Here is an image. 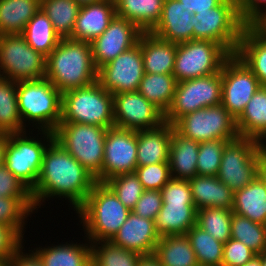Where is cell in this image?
<instances>
[{
    "mask_svg": "<svg viewBox=\"0 0 266 266\" xmlns=\"http://www.w3.org/2000/svg\"><path fill=\"white\" fill-rule=\"evenodd\" d=\"M96 183V178L53 140L44 152L38 181L31 190L36 213L53 198H64L71 205L69 210L72 207L75 212Z\"/></svg>",
    "mask_w": 266,
    "mask_h": 266,
    "instance_id": "obj_1",
    "label": "cell"
},
{
    "mask_svg": "<svg viewBox=\"0 0 266 266\" xmlns=\"http://www.w3.org/2000/svg\"><path fill=\"white\" fill-rule=\"evenodd\" d=\"M61 93L83 88L97 81L98 69L89 42L61 39L46 57V75Z\"/></svg>",
    "mask_w": 266,
    "mask_h": 266,
    "instance_id": "obj_2",
    "label": "cell"
},
{
    "mask_svg": "<svg viewBox=\"0 0 266 266\" xmlns=\"http://www.w3.org/2000/svg\"><path fill=\"white\" fill-rule=\"evenodd\" d=\"M131 211L105 184L97 182L87 199L75 211L79 225L91 243L110 241Z\"/></svg>",
    "mask_w": 266,
    "mask_h": 266,
    "instance_id": "obj_3",
    "label": "cell"
},
{
    "mask_svg": "<svg viewBox=\"0 0 266 266\" xmlns=\"http://www.w3.org/2000/svg\"><path fill=\"white\" fill-rule=\"evenodd\" d=\"M17 100L22 123L27 129L56 130L62 115V93L48 79L18 81Z\"/></svg>",
    "mask_w": 266,
    "mask_h": 266,
    "instance_id": "obj_4",
    "label": "cell"
},
{
    "mask_svg": "<svg viewBox=\"0 0 266 266\" xmlns=\"http://www.w3.org/2000/svg\"><path fill=\"white\" fill-rule=\"evenodd\" d=\"M60 122L115 127L113 95L98 81L83 88L62 93V115Z\"/></svg>",
    "mask_w": 266,
    "mask_h": 266,
    "instance_id": "obj_5",
    "label": "cell"
},
{
    "mask_svg": "<svg viewBox=\"0 0 266 266\" xmlns=\"http://www.w3.org/2000/svg\"><path fill=\"white\" fill-rule=\"evenodd\" d=\"M37 132L36 134L33 130H29L8 134L4 158L7 169L30 190L38 181L44 152L54 140V132L45 130Z\"/></svg>",
    "mask_w": 266,
    "mask_h": 266,
    "instance_id": "obj_6",
    "label": "cell"
},
{
    "mask_svg": "<svg viewBox=\"0 0 266 266\" xmlns=\"http://www.w3.org/2000/svg\"><path fill=\"white\" fill-rule=\"evenodd\" d=\"M107 130L96 125L60 122L54 131V140L102 183Z\"/></svg>",
    "mask_w": 266,
    "mask_h": 266,
    "instance_id": "obj_7",
    "label": "cell"
},
{
    "mask_svg": "<svg viewBox=\"0 0 266 266\" xmlns=\"http://www.w3.org/2000/svg\"><path fill=\"white\" fill-rule=\"evenodd\" d=\"M163 204L154 223L160 237L185 235L196 225L197 209L188 180L171 178L161 189Z\"/></svg>",
    "mask_w": 266,
    "mask_h": 266,
    "instance_id": "obj_8",
    "label": "cell"
},
{
    "mask_svg": "<svg viewBox=\"0 0 266 266\" xmlns=\"http://www.w3.org/2000/svg\"><path fill=\"white\" fill-rule=\"evenodd\" d=\"M193 40H209L235 54L245 24L239 14V0H223L218 6L196 13Z\"/></svg>",
    "mask_w": 266,
    "mask_h": 266,
    "instance_id": "obj_9",
    "label": "cell"
},
{
    "mask_svg": "<svg viewBox=\"0 0 266 266\" xmlns=\"http://www.w3.org/2000/svg\"><path fill=\"white\" fill-rule=\"evenodd\" d=\"M231 54L220 44L209 40H190L177 44L173 75L177 82L195 79L221 71Z\"/></svg>",
    "mask_w": 266,
    "mask_h": 266,
    "instance_id": "obj_10",
    "label": "cell"
},
{
    "mask_svg": "<svg viewBox=\"0 0 266 266\" xmlns=\"http://www.w3.org/2000/svg\"><path fill=\"white\" fill-rule=\"evenodd\" d=\"M260 143L256 139L238 137L224 148L218 179L233 192L244 188L257 177Z\"/></svg>",
    "mask_w": 266,
    "mask_h": 266,
    "instance_id": "obj_11",
    "label": "cell"
},
{
    "mask_svg": "<svg viewBox=\"0 0 266 266\" xmlns=\"http://www.w3.org/2000/svg\"><path fill=\"white\" fill-rule=\"evenodd\" d=\"M221 71L195 79L177 82L173 102L164 115V122L174 125L194 111L221 104Z\"/></svg>",
    "mask_w": 266,
    "mask_h": 266,
    "instance_id": "obj_12",
    "label": "cell"
},
{
    "mask_svg": "<svg viewBox=\"0 0 266 266\" xmlns=\"http://www.w3.org/2000/svg\"><path fill=\"white\" fill-rule=\"evenodd\" d=\"M173 126L180 135L197 142L239 137L236 119L222 104L186 114Z\"/></svg>",
    "mask_w": 266,
    "mask_h": 266,
    "instance_id": "obj_13",
    "label": "cell"
},
{
    "mask_svg": "<svg viewBox=\"0 0 266 266\" xmlns=\"http://www.w3.org/2000/svg\"><path fill=\"white\" fill-rule=\"evenodd\" d=\"M46 57L21 34L0 36V77L15 82L45 78Z\"/></svg>",
    "mask_w": 266,
    "mask_h": 266,
    "instance_id": "obj_14",
    "label": "cell"
},
{
    "mask_svg": "<svg viewBox=\"0 0 266 266\" xmlns=\"http://www.w3.org/2000/svg\"><path fill=\"white\" fill-rule=\"evenodd\" d=\"M221 78V104L237 119L262 85L236 54L225 61Z\"/></svg>",
    "mask_w": 266,
    "mask_h": 266,
    "instance_id": "obj_15",
    "label": "cell"
},
{
    "mask_svg": "<svg viewBox=\"0 0 266 266\" xmlns=\"http://www.w3.org/2000/svg\"><path fill=\"white\" fill-rule=\"evenodd\" d=\"M144 74L142 51L137 44L100 67L97 81L115 95L137 91Z\"/></svg>",
    "mask_w": 266,
    "mask_h": 266,
    "instance_id": "obj_16",
    "label": "cell"
},
{
    "mask_svg": "<svg viewBox=\"0 0 266 266\" xmlns=\"http://www.w3.org/2000/svg\"><path fill=\"white\" fill-rule=\"evenodd\" d=\"M113 110L117 128L139 131L164 123V114L138 91L113 95Z\"/></svg>",
    "mask_w": 266,
    "mask_h": 266,
    "instance_id": "obj_17",
    "label": "cell"
},
{
    "mask_svg": "<svg viewBox=\"0 0 266 266\" xmlns=\"http://www.w3.org/2000/svg\"><path fill=\"white\" fill-rule=\"evenodd\" d=\"M137 167V131L108 128L104 141L102 183L119 174L133 173Z\"/></svg>",
    "mask_w": 266,
    "mask_h": 266,
    "instance_id": "obj_18",
    "label": "cell"
},
{
    "mask_svg": "<svg viewBox=\"0 0 266 266\" xmlns=\"http://www.w3.org/2000/svg\"><path fill=\"white\" fill-rule=\"evenodd\" d=\"M142 33L134 23L115 15L108 28L91 42L96 68L99 69L137 45Z\"/></svg>",
    "mask_w": 266,
    "mask_h": 266,
    "instance_id": "obj_19",
    "label": "cell"
},
{
    "mask_svg": "<svg viewBox=\"0 0 266 266\" xmlns=\"http://www.w3.org/2000/svg\"><path fill=\"white\" fill-rule=\"evenodd\" d=\"M160 240L154 220L130 212L127 220L110 240L113 244L143 256L153 255Z\"/></svg>",
    "mask_w": 266,
    "mask_h": 266,
    "instance_id": "obj_20",
    "label": "cell"
},
{
    "mask_svg": "<svg viewBox=\"0 0 266 266\" xmlns=\"http://www.w3.org/2000/svg\"><path fill=\"white\" fill-rule=\"evenodd\" d=\"M195 15L178 0H165L158 23L149 31L165 41L176 44L193 40Z\"/></svg>",
    "mask_w": 266,
    "mask_h": 266,
    "instance_id": "obj_21",
    "label": "cell"
},
{
    "mask_svg": "<svg viewBox=\"0 0 266 266\" xmlns=\"http://www.w3.org/2000/svg\"><path fill=\"white\" fill-rule=\"evenodd\" d=\"M115 15V3L112 1L102 0L80 6L70 39L91 43L108 28Z\"/></svg>",
    "mask_w": 266,
    "mask_h": 266,
    "instance_id": "obj_22",
    "label": "cell"
},
{
    "mask_svg": "<svg viewBox=\"0 0 266 266\" xmlns=\"http://www.w3.org/2000/svg\"><path fill=\"white\" fill-rule=\"evenodd\" d=\"M172 125L164 122L157 128L137 131V166L169 162Z\"/></svg>",
    "mask_w": 266,
    "mask_h": 266,
    "instance_id": "obj_23",
    "label": "cell"
},
{
    "mask_svg": "<svg viewBox=\"0 0 266 266\" xmlns=\"http://www.w3.org/2000/svg\"><path fill=\"white\" fill-rule=\"evenodd\" d=\"M138 44L142 51L145 73L173 74L176 43L158 38L151 32H143Z\"/></svg>",
    "mask_w": 266,
    "mask_h": 266,
    "instance_id": "obj_24",
    "label": "cell"
},
{
    "mask_svg": "<svg viewBox=\"0 0 266 266\" xmlns=\"http://www.w3.org/2000/svg\"><path fill=\"white\" fill-rule=\"evenodd\" d=\"M81 242L68 241L49 244L32 250L41 259L44 266H91V242L87 238ZM82 243V244H81Z\"/></svg>",
    "mask_w": 266,
    "mask_h": 266,
    "instance_id": "obj_25",
    "label": "cell"
},
{
    "mask_svg": "<svg viewBox=\"0 0 266 266\" xmlns=\"http://www.w3.org/2000/svg\"><path fill=\"white\" fill-rule=\"evenodd\" d=\"M188 181L197 210L203 207L233 209L234 192L217 176L196 175Z\"/></svg>",
    "mask_w": 266,
    "mask_h": 266,
    "instance_id": "obj_26",
    "label": "cell"
},
{
    "mask_svg": "<svg viewBox=\"0 0 266 266\" xmlns=\"http://www.w3.org/2000/svg\"><path fill=\"white\" fill-rule=\"evenodd\" d=\"M199 142L180 135L172 125L169 147V168L171 178L189 180L197 175Z\"/></svg>",
    "mask_w": 266,
    "mask_h": 266,
    "instance_id": "obj_27",
    "label": "cell"
},
{
    "mask_svg": "<svg viewBox=\"0 0 266 266\" xmlns=\"http://www.w3.org/2000/svg\"><path fill=\"white\" fill-rule=\"evenodd\" d=\"M240 137L261 141L266 137V86H261L236 119Z\"/></svg>",
    "mask_w": 266,
    "mask_h": 266,
    "instance_id": "obj_28",
    "label": "cell"
},
{
    "mask_svg": "<svg viewBox=\"0 0 266 266\" xmlns=\"http://www.w3.org/2000/svg\"><path fill=\"white\" fill-rule=\"evenodd\" d=\"M233 213L266 225V186L256 177L234 192Z\"/></svg>",
    "mask_w": 266,
    "mask_h": 266,
    "instance_id": "obj_29",
    "label": "cell"
},
{
    "mask_svg": "<svg viewBox=\"0 0 266 266\" xmlns=\"http://www.w3.org/2000/svg\"><path fill=\"white\" fill-rule=\"evenodd\" d=\"M40 8L41 0H0V36L21 34Z\"/></svg>",
    "mask_w": 266,
    "mask_h": 266,
    "instance_id": "obj_30",
    "label": "cell"
},
{
    "mask_svg": "<svg viewBox=\"0 0 266 266\" xmlns=\"http://www.w3.org/2000/svg\"><path fill=\"white\" fill-rule=\"evenodd\" d=\"M165 0H116V15L129 20L143 32H149L159 21Z\"/></svg>",
    "mask_w": 266,
    "mask_h": 266,
    "instance_id": "obj_31",
    "label": "cell"
},
{
    "mask_svg": "<svg viewBox=\"0 0 266 266\" xmlns=\"http://www.w3.org/2000/svg\"><path fill=\"white\" fill-rule=\"evenodd\" d=\"M253 72L262 86H266V38L256 35L245 25L235 53Z\"/></svg>",
    "mask_w": 266,
    "mask_h": 266,
    "instance_id": "obj_32",
    "label": "cell"
},
{
    "mask_svg": "<svg viewBox=\"0 0 266 266\" xmlns=\"http://www.w3.org/2000/svg\"><path fill=\"white\" fill-rule=\"evenodd\" d=\"M153 255L162 266H199L186 235L160 237Z\"/></svg>",
    "mask_w": 266,
    "mask_h": 266,
    "instance_id": "obj_33",
    "label": "cell"
},
{
    "mask_svg": "<svg viewBox=\"0 0 266 266\" xmlns=\"http://www.w3.org/2000/svg\"><path fill=\"white\" fill-rule=\"evenodd\" d=\"M176 85L173 74L145 73L137 91L165 115L173 102Z\"/></svg>",
    "mask_w": 266,
    "mask_h": 266,
    "instance_id": "obj_34",
    "label": "cell"
},
{
    "mask_svg": "<svg viewBox=\"0 0 266 266\" xmlns=\"http://www.w3.org/2000/svg\"><path fill=\"white\" fill-rule=\"evenodd\" d=\"M21 35L30 47L45 57L61 40L54 31L52 22L41 9L30 19Z\"/></svg>",
    "mask_w": 266,
    "mask_h": 266,
    "instance_id": "obj_35",
    "label": "cell"
},
{
    "mask_svg": "<svg viewBox=\"0 0 266 266\" xmlns=\"http://www.w3.org/2000/svg\"><path fill=\"white\" fill-rule=\"evenodd\" d=\"M21 120L17 100V82L0 77V133L27 131Z\"/></svg>",
    "mask_w": 266,
    "mask_h": 266,
    "instance_id": "obj_36",
    "label": "cell"
},
{
    "mask_svg": "<svg viewBox=\"0 0 266 266\" xmlns=\"http://www.w3.org/2000/svg\"><path fill=\"white\" fill-rule=\"evenodd\" d=\"M61 39L71 38L80 5L75 0H41L40 8Z\"/></svg>",
    "mask_w": 266,
    "mask_h": 266,
    "instance_id": "obj_37",
    "label": "cell"
},
{
    "mask_svg": "<svg viewBox=\"0 0 266 266\" xmlns=\"http://www.w3.org/2000/svg\"><path fill=\"white\" fill-rule=\"evenodd\" d=\"M199 266H222L224 243L194 225L186 234Z\"/></svg>",
    "mask_w": 266,
    "mask_h": 266,
    "instance_id": "obj_38",
    "label": "cell"
},
{
    "mask_svg": "<svg viewBox=\"0 0 266 266\" xmlns=\"http://www.w3.org/2000/svg\"><path fill=\"white\" fill-rule=\"evenodd\" d=\"M143 255L111 241L91 243V266H138Z\"/></svg>",
    "mask_w": 266,
    "mask_h": 266,
    "instance_id": "obj_39",
    "label": "cell"
},
{
    "mask_svg": "<svg viewBox=\"0 0 266 266\" xmlns=\"http://www.w3.org/2000/svg\"><path fill=\"white\" fill-rule=\"evenodd\" d=\"M233 211L225 208L203 207L197 210L196 225L214 239L226 243L231 239Z\"/></svg>",
    "mask_w": 266,
    "mask_h": 266,
    "instance_id": "obj_40",
    "label": "cell"
},
{
    "mask_svg": "<svg viewBox=\"0 0 266 266\" xmlns=\"http://www.w3.org/2000/svg\"><path fill=\"white\" fill-rule=\"evenodd\" d=\"M32 197L0 198V224L14 227L23 237L28 217L35 213Z\"/></svg>",
    "mask_w": 266,
    "mask_h": 266,
    "instance_id": "obj_41",
    "label": "cell"
},
{
    "mask_svg": "<svg viewBox=\"0 0 266 266\" xmlns=\"http://www.w3.org/2000/svg\"><path fill=\"white\" fill-rule=\"evenodd\" d=\"M231 238L241 241L257 255L266 252V225L233 213Z\"/></svg>",
    "mask_w": 266,
    "mask_h": 266,
    "instance_id": "obj_42",
    "label": "cell"
},
{
    "mask_svg": "<svg viewBox=\"0 0 266 266\" xmlns=\"http://www.w3.org/2000/svg\"><path fill=\"white\" fill-rule=\"evenodd\" d=\"M104 183L130 211L134 209L144 192V188L135 172L116 175Z\"/></svg>",
    "mask_w": 266,
    "mask_h": 266,
    "instance_id": "obj_43",
    "label": "cell"
},
{
    "mask_svg": "<svg viewBox=\"0 0 266 266\" xmlns=\"http://www.w3.org/2000/svg\"><path fill=\"white\" fill-rule=\"evenodd\" d=\"M231 140H208L199 142L197 175L217 176L225 145Z\"/></svg>",
    "mask_w": 266,
    "mask_h": 266,
    "instance_id": "obj_44",
    "label": "cell"
},
{
    "mask_svg": "<svg viewBox=\"0 0 266 266\" xmlns=\"http://www.w3.org/2000/svg\"><path fill=\"white\" fill-rule=\"evenodd\" d=\"M134 172L144 190H161L171 179L169 162L137 166Z\"/></svg>",
    "mask_w": 266,
    "mask_h": 266,
    "instance_id": "obj_45",
    "label": "cell"
},
{
    "mask_svg": "<svg viewBox=\"0 0 266 266\" xmlns=\"http://www.w3.org/2000/svg\"><path fill=\"white\" fill-rule=\"evenodd\" d=\"M256 255L241 241L231 238L223 245L222 266H243Z\"/></svg>",
    "mask_w": 266,
    "mask_h": 266,
    "instance_id": "obj_46",
    "label": "cell"
},
{
    "mask_svg": "<svg viewBox=\"0 0 266 266\" xmlns=\"http://www.w3.org/2000/svg\"><path fill=\"white\" fill-rule=\"evenodd\" d=\"M24 240L14 227L0 224V261H8L25 244Z\"/></svg>",
    "mask_w": 266,
    "mask_h": 266,
    "instance_id": "obj_47",
    "label": "cell"
},
{
    "mask_svg": "<svg viewBox=\"0 0 266 266\" xmlns=\"http://www.w3.org/2000/svg\"><path fill=\"white\" fill-rule=\"evenodd\" d=\"M2 197H32L31 190L5 164L0 166V198Z\"/></svg>",
    "mask_w": 266,
    "mask_h": 266,
    "instance_id": "obj_48",
    "label": "cell"
},
{
    "mask_svg": "<svg viewBox=\"0 0 266 266\" xmlns=\"http://www.w3.org/2000/svg\"><path fill=\"white\" fill-rule=\"evenodd\" d=\"M161 190H144L132 212L143 217L155 220L162 207Z\"/></svg>",
    "mask_w": 266,
    "mask_h": 266,
    "instance_id": "obj_49",
    "label": "cell"
},
{
    "mask_svg": "<svg viewBox=\"0 0 266 266\" xmlns=\"http://www.w3.org/2000/svg\"><path fill=\"white\" fill-rule=\"evenodd\" d=\"M23 244L15 254L7 261L8 266H44L38 255L29 249L25 250Z\"/></svg>",
    "mask_w": 266,
    "mask_h": 266,
    "instance_id": "obj_50",
    "label": "cell"
},
{
    "mask_svg": "<svg viewBox=\"0 0 266 266\" xmlns=\"http://www.w3.org/2000/svg\"><path fill=\"white\" fill-rule=\"evenodd\" d=\"M264 9L266 0H239V14L245 25Z\"/></svg>",
    "mask_w": 266,
    "mask_h": 266,
    "instance_id": "obj_51",
    "label": "cell"
},
{
    "mask_svg": "<svg viewBox=\"0 0 266 266\" xmlns=\"http://www.w3.org/2000/svg\"><path fill=\"white\" fill-rule=\"evenodd\" d=\"M191 13L196 14L208 11L218 6L223 0H178Z\"/></svg>",
    "mask_w": 266,
    "mask_h": 266,
    "instance_id": "obj_52",
    "label": "cell"
},
{
    "mask_svg": "<svg viewBox=\"0 0 266 266\" xmlns=\"http://www.w3.org/2000/svg\"><path fill=\"white\" fill-rule=\"evenodd\" d=\"M247 26L256 35L266 38V9L257 14Z\"/></svg>",
    "mask_w": 266,
    "mask_h": 266,
    "instance_id": "obj_53",
    "label": "cell"
},
{
    "mask_svg": "<svg viewBox=\"0 0 266 266\" xmlns=\"http://www.w3.org/2000/svg\"><path fill=\"white\" fill-rule=\"evenodd\" d=\"M257 177L266 186V159L262 155L259 158Z\"/></svg>",
    "mask_w": 266,
    "mask_h": 266,
    "instance_id": "obj_54",
    "label": "cell"
},
{
    "mask_svg": "<svg viewBox=\"0 0 266 266\" xmlns=\"http://www.w3.org/2000/svg\"><path fill=\"white\" fill-rule=\"evenodd\" d=\"M138 266H162V264L154 257V255L143 256Z\"/></svg>",
    "mask_w": 266,
    "mask_h": 266,
    "instance_id": "obj_55",
    "label": "cell"
},
{
    "mask_svg": "<svg viewBox=\"0 0 266 266\" xmlns=\"http://www.w3.org/2000/svg\"><path fill=\"white\" fill-rule=\"evenodd\" d=\"M7 134H0V166L4 164Z\"/></svg>",
    "mask_w": 266,
    "mask_h": 266,
    "instance_id": "obj_56",
    "label": "cell"
},
{
    "mask_svg": "<svg viewBox=\"0 0 266 266\" xmlns=\"http://www.w3.org/2000/svg\"><path fill=\"white\" fill-rule=\"evenodd\" d=\"M243 266H261V254L254 256L249 262H246Z\"/></svg>",
    "mask_w": 266,
    "mask_h": 266,
    "instance_id": "obj_57",
    "label": "cell"
},
{
    "mask_svg": "<svg viewBox=\"0 0 266 266\" xmlns=\"http://www.w3.org/2000/svg\"><path fill=\"white\" fill-rule=\"evenodd\" d=\"M80 6L94 4L97 2H101L102 0H75Z\"/></svg>",
    "mask_w": 266,
    "mask_h": 266,
    "instance_id": "obj_58",
    "label": "cell"
},
{
    "mask_svg": "<svg viewBox=\"0 0 266 266\" xmlns=\"http://www.w3.org/2000/svg\"><path fill=\"white\" fill-rule=\"evenodd\" d=\"M259 143L261 154L266 159V139L261 140Z\"/></svg>",
    "mask_w": 266,
    "mask_h": 266,
    "instance_id": "obj_59",
    "label": "cell"
},
{
    "mask_svg": "<svg viewBox=\"0 0 266 266\" xmlns=\"http://www.w3.org/2000/svg\"><path fill=\"white\" fill-rule=\"evenodd\" d=\"M261 266H266V252L261 253Z\"/></svg>",
    "mask_w": 266,
    "mask_h": 266,
    "instance_id": "obj_60",
    "label": "cell"
},
{
    "mask_svg": "<svg viewBox=\"0 0 266 266\" xmlns=\"http://www.w3.org/2000/svg\"><path fill=\"white\" fill-rule=\"evenodd\" d=\"M0 266H8L7 261H0Z\"/></svg>",
    "mask_w": 266,
    "mask_h": 266,
    "instance_id": "obj_61",
    "label": "cell"
}]
</instances>
